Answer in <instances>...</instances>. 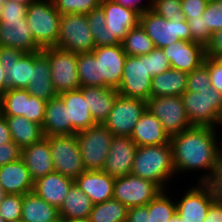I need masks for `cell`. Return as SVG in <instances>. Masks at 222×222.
Wrapping results in <instances>:
<instances>
[{"label":"cell","instance_id":"cell-56","mask_svg":"<svg viewBox=\"0 0 222 222\" xmlns=\"http://www.w3.org/2000/svg\"><path fill=\"white\" fill-rule=\"evenodd\" d=\"M203 222H222V204L213 202Z\"/></svg>","mask_w":222,"mask_h":222},{"label":"cell","instance_id":"cell-67","mask_svg":"<svg viewBox=\"0 0 222 222\" xmlns=\"http://www.w3.org/2000/svg\"><path fill=\"white\" fill-rule=\"evenodd\" d=\"M0 114H1V95H0Z\"/></svg>","mask_w":222,"mask_h":222},{"label":"cell","instance_id":"cell-55","mask_svg":"<svg viewBox=\"0 0 222 222\" xmlns=\"http://www.w3.org/2000/svg\"><path fill=\"white\" fill-rule=\"evenodd\" d=\"M207 184L212 191L214 202L222 204V177H212Z\"/></svg>","mask_w":222,"mask_h":222},{"label":"cell","instance_id":"cell-35","mask_svg":"<svg viewBox=\"0 0 222 222\" xmlns=\"http://www.w3.org/2000/svg\"><path fill=\"white\" fill-rule=\"evenodd\" d=\"M29 92L26 89H8L1 95V114L4 117L24 116L27 119Z\"/></svg>","mask_w":222,"mask_h":222},{"label":"cell","instance_id":"cell-25","mask_svg":"<svg viewBox=\"0 0 222 222\" xmlns=\"http://www.w3.org/2000/svg\"><path fill=\"white\" fill-rule=\"evenodd\" d=\"M26 90L46 102L58 96L52 85L49 60L41 51L34 52V68Z\"/></svg>","mask_w":222,"mask_h":222},{"label":"cell","instance_id":"cell-46","mask_svg":"<svg viewBox=\"0 0 222 222\" xmlns=\"http://www.w3.org/2000/svg\"><path fill=\"white\" fill-rule=\"evenodd\" d=\"M187 23L191 32V41L200 43L205 47L210 40L212 33L207 27H205V22L202 16L188 19Z\"/></svg>","mask_w":222,"mask_h":222},{"label":"cell","instance_id":"cell-22","mask_svg":"<svg viewBox=\"0 0 222 222\" xmlns=\"http://www.w3.org/2000/svg\"><path fill=\"white\" fill-rule=\"evenodd\" d=\"M21 158L25 162L33 181L54 172L49 141L46 137L22 148Z\"/></svg>","mask_w":222,"mask_h":222},{"label":"cell","instance_id":"cell-17","mask_svg":"<svg viewBox=\"0 0 222 222\" xmlns=\"http://www.w3.org/2000/svg\"><path fill=\"white\" fill-rule=\"evenodd\" d=\"M100 7L106 19V28L111 34V46L121 44L128 31L140 23V13L113 0H102Z\"/></svg>","mask_w":222,"mask_h":222},{"label":"cell","instance_id":"cell-58","mask_svg":"<svg viewBox=\"0 0 222 222\" xmlns=\"http://www.w3.org/2000/svg\"><path fill=\"white\" fill-rule=\"evenodd\" d=\"M8 90L7 79L3 67L0 64V95Z\"/></svg>","mask_w":222,"mask_h":222},{"label":"cell","instance_id":"cell-38","mask_svg":"<svg viewBox=\"0 0 222 222\" xmlns=\"http://www.w3.org/2000/svg\"><path fill=\"white\" fill-rule=\"evenodd\" d=\"M77 72L80 87H99L98 62H96L95 57L91 52L78 54Z\"/></svg>","mask_w":222,"mask_h":222},{"label":"cell","instance_id":"cell-37","mask_svg":"<svg viewBox=\"0 0 222 222\" xmlns=\"http://www.w3.org/2000/svg\"><path fill=\"white\" fill-rule=\"evenodd\" d=\"M162 190L147 204L148 222H168L176 213V202Z\"/></svg>","mask_w":222,"mask_h":222},{"label":"cell","instance_id":"cell-30","mask_svg":"<svg viewBox=\"0 0 222 222\" xmlns=\"http://www.w3.org/2000/svg\"><path fill=\"white\" fill-rule=\"evenodd\" d=\"M21 221L53 222L62 221L59 209L40 198L35 192L23 195Z\"/></svg>","mask_w":222,"mask_h":222},{"label":"cell","instance_id":"cell-2","mask_svg":"<svg viewBox=\"0 0 222 222\" xmlns=\"http://www.w3.org/2000/svg\"><path fill=\"white\" fill-rule=\"evenodd\" d=\"M131 174L154 182L162 190L168 188L166 184L176 174L171 144L137 146Z\"/></svg>","mask_w":222,"mask_h":222},{"label":"cell","instance_id":"cell-57","mask_svg":"<svg viewBox=\"0 0 222 222\" xmlns=\"http://www.w3.org/2000/svg\"><path fill=\"white\" fill-rule=\"evenodd\" d=\"M12 142L11 133L5 117L0 114V144Z\"/></svg>","mask_w":222,"mask_h":222},{"label":"cell","instance_id":"cell-50","mask_svg":"<svg viewBox=\"0 0 222 222\" xmlns=\"http://www.w3.org/2000/svg\"><path fill=\"white\" fill-rule=\"evenodd\" d=\"M207 5L205 0H181L185 20L202 16Z\"/></svg>","mask_w":222,"mask_h":222},{"label":"cell","instance_id":"cell-19","mask_svg":"<svg viewBox=\"0 0 222 222\" xmlns=\"http://www.w3.org/2000/svg\"><path fill=\"white\" fill-rule=\"evenodd\" d=\"M162 50L170 62V68L186 73L198 68L205 59V47L197 42L179 40Z\"/></svg>","mask_w":222,"mask_h":222},{"label":"cell","instance_id":"cell-4","mask_svg":"<svg viewBox=\"0 0 222 222\" xmlns=\"http://www.w3.org/2000/svg\"><path fill=\"white\" fill-rule=\"evenodd\" d=\"M26 19L41 49L57 46L61 14L53 0H36L28 5Z\"/></svg>","mask_w":222,"mask_h":222},{"label":"cell","instance_id":"cell-54","mask_svg":"<svg viewBox=\"0 0 222 222\" xmlns=\"http://www.w3.org/2000/svg\"><path fill=\"white\" fill-rule=\"evenodd\" d=\"M126 222H148L147 205L128 209Z\"/></svg>","mask_w":222,"mask_h":222},{"label":"cell","instance_id":"cell-3","mask_svg":"<svg viewBox=\"0 0 222 222\" xmlns=\"http://www.w3.org/2000/svg\"><path fill=\"white\" fill-rule=\"evenodd\" d=\"M185 111L193 126L222 125V93L213 89L199 92L185 91L182 95Z\"/></svg>","mask_w":222,"mask_h":222},{"label":"cell","instance_id":"cell-65","mask_svg":"<svg viewBox=\"0 0 222 222\" xmlns=\"http://www.w3.org/2000/svg\"><path fill=\"white\" fill-rule=\"evenodd\" d=\"M207 3H212V2H214V1H216V0H205Z\"/></svg>","mask_w":222,"mask_h":222},{"label":"cell","instance_id":"cell-18","mask_svg":"<svg viewBox=\"0 0 222 222\" xmlns=\"http://www.w3.org/2000/svg\"><path fill=\"white\" fill-rule=\"evenodd\" d=\"M136 143L128 136H114L102 171L118 178L131 174Z\"/></svg>","mask_w":222,"mask_h":222},{"label":"cell","instance_id":"cell-32","mask_svg":"<svg viewBox=\"0 0 222 222\" xmlns=\"http://www.w3.org/2000/svg\"><path fill=\"white\" fill-rule=\"evenodd\" d=\"M91 199L74 182L68 194L59 208V215L62 221L76 219H88L93 208Z\"/></svg>","mask_w":222,"mask_h":222},{"label":"cell","instance_id":"cell-66","mask_svg":"<svg viewBox=\"0 0 222 222\" xmlns=\"http://www.w3.org/2000/svg\"><path fill=\"white\" fill-rule=\"evenodd\" d=\"M0 222H5V220L3 219L1 215H0Z\"/></svg>","mask_w":222,"mask_h":222},{"label":"cell","instance_id":"cell-11","mask_svg":"<svg viewBox=\"0 0 222 222\" xmlns=\"http://www.w3.org/2000/svg\"><path fill=\"white\" fill-rule=\"evenodd\" d=\"M54 171L75 180L85 172L76 135L49 136Z\"/></svg>","mask_w":222,"mask_h":222},{"label":"cell","instance_id":"cell-43","mask_svg":"<svg viewBox=\"0 0 222 222\" xmlns=\"http://www.w3.org/2000/svg\"><path fill=\"white\" fill-rule=\"evenodd\" d=\"M211 86L208 67L203 63L198 68L188 73L186 91L199 92L208 90Z\"/></svg>","mask_w":222,"mask_h":222},{"label":"cell","instance_id":"cell-8","mask_svg":"<svg viewBox=\"0 0 222 222\" xmlns=\"http://www.w3.org/2000/svg\"><path fill=\"white\" fill-rule=\"evenodd\" d=\"M41 52L49 60L52 85L58 95L80 88L77 72L78 54L56 46L44 48Z\"/></svg>","mask_w":222,"mask_h":222},{"label":"cell","instance_id":"cell-31","mask_svg":"<svg viewBox=\"0 0 222 222\" xmlns=\"http://www.w3.org/2000/svg\"><path fill=\"white\" fill-rule=\"evenodd\" d=\"M188 73L174 68L153 76L151 97L181 96L187 89Z\"/></svg>","mask_w":222,"mask_h":222},{"label":"cell","instance_id":"cell-23","mask_svg":"<svg viewBox=\"0 0 222 222\" xmlns=\"http://www.w3.org/2000/svg\"><path fill=\"white\" fill-rule=\"evenodd\" d=\"M0 184L6 194L24 195L34 188V181L22 158L0 166Z\"/></svg>","mask_w":222,"mask_h":222},{"label":"cell","instance_id":"cell-40","mask_svg":"<svg viewBox=\"0 0 222 222\" xmlns=\"http://www.w3.org/2000/svg\"><path fill=\"white\" fill-rule=\"evenodd\" d=\"M102 0H53L56 10L62 14H87L100 7Z\"/></svg>","mask_w":222,"mask_h":222},{"label":"cell","instance_id":"cell-59","mask_svg":"<svg viewBox=\"0 0 222 222\" xmlns=\"http://www.w3.org/2000/svg\"><path fill=\"white\" fill-rule=\"evenodd\" d=\"M213 177H222V151L220 154V168L216 171Z\"/></svg>","mask_w":222,"mask_h":222},{"label":"cell","instance_id":"cell-51","mask_svg":"<svg viewBox=\"0 0 222 222\" xmlns=\"http://www.w3.org/2000/svg\"><path fill=\"white\" fill-rule=\"evenodd\" d=\"M21 154L22 148L14 141L0 144V166L17 161L21 158Z\"/></svg>","mask_w":222,"mask_h":222},{"label":"cell","instance_id":"cell-52","mask_svg":"<svg viewBox=\"0 0 222 222\" xmlns=\"http://www.w3.org/2000/svg\"><path fill=\"white\" fill-rule=\"evenodd\" d=\"M205 57L222 58V29L212 33L205 45Z\"/></svg>","mask_w":222,"mask_h":222},{"label":"cell","instance_id":"cell-21","mask_svg":"<svg viewBox=\"0 0 222 222\" xmlns=\"http://www.w3.org/2000/svg\"><path fill=\"white\" fill-rule=\"evenodd\" d=\"M74 182L93 204L103 203L113 198L115 178L102 170H86Z\"/></svg>","mask_w":222,"mask_h":222},{"label":"cell","instance_id":"cell-62","mask_svg":"<svg viewBox=\"0 0 222 222\" xmlns=\"http://www.w3.org/2000/svg\"><path fill=\"white\" fill-rule=\"evenodd\" d=\"M6 195V193L4 192L1 184H0V204L3 201L4 196Z\"/></svg>","mask_w":222,"mask_h":222},{"label":"cell","instance_id":"cell-34","mask_svg":"<svg viewBox=\"0 0 222 222\" xmlns=\"http://www.w3.org/2000/svg\"><path fill=\"white\" fill-rule=\"evenodd\" d=\"M128 208L112 198L103 203L94 204L88 222H126Z\"/></svg>","mask_w":222,"mask_h":222},{"label":"cell","instance_id":"cell-24","mask_svg":"<svg viewBox=\"0 0 222 222\" xmlns=\"http://www.w3.org/2000/svg\"><path fill=\"white\" fill-rule=\"evenodd\" d=\"M73 183L74 180L54 171L35 180L33 192L59 209Z\"/></svg>","mask_w":222,"mask_h":222},{"label":"cell","instance_id":"cell-45","mask_svg":"<svg viewBox=\"0 0 222 222\" xmlns=\"http://www.w3.org/2000/svg\"><path fill=\"white\" fill-rule=\"evenodd\" d=\"M149 75L156 76L170 69V62L161 48H154L148 53Z\"/></svg>","mask_w":222,"mask_h":222},{"label":"cell","instance_id":"cell-16","mask_svg":"<svg viewBox=\"0 0 222 222\" xmlns=\"http://www.w3.org/2000/svg\"><path fill=\"white\" fill-rule=\"evenodd\" d=\"M176 202V213L183 222H203L210 205L214 202L212 191L207 183L198 182L190 187Z\"/></svg>","mask_w":222,"mask_h":222},{"label":"cell","instance_id":"cell-48","mask_svg":"<svg viewBox=\"0 0 222 222\" xmlns=\"http://www.w3.org/2000/svg\"><path fill=\"white\" fill-rule=\"evenodd\" d=\"M47 102L29 94L27 120L42 126Z\"/></svg>","mask_w":222,"mask_h":222},{"label":"cell","instance_id":"cell-6","mask_svg":"<svg viewBox=\"0 0 222 222\" xmlns=\"http://www.w3.org/2000/svg\"><path fill=\"white\" fill-rule=\"evenodd\" d=\"M141 27L152 39L155 48H163L179 40L191 41L187 20H166L152 9L140 15Z\"/></svg>","mask_w":222,"mask_h":222},{"label":"cell","instance_id":"cell-1","mask_svg":"<svg viewBox=\"0 0 222 222\" xmlns=\"http://www.w3.org/2000/svg\"><path fill=\"white\" fill-rule=\"evenodd\" d=\"M217 128L193 126L170 137L175 172L207 171L199 182L207 183L220 168L222 141L218 143ZM209 172V173H208Z\"/></svg>","mask_w":222,"mask_h":222},{"label":"cell","instance_id":"cell-44","mask_svg":"<svg viewBox=\"0 0 222 222\" xmlns=\"http://www.w3.org/2000/svg\"><path fill=\"white\" fill-rule=\"evenodd\" d=\"M202 18L211 33L222 29V0L208 3Z\"/></svg>","mask_w":222,"mask_h":222},{"label":"cell","instance_id":"cell-28","mask_svg":"<svg viewBox=\"0 0 222 222\" xmlns=\"http://www.w3.org/2000/svg\"><path fill=\"white\" fill-rule=\"evenodd\" d=\"M82 93L94 121L97 124H103L119 94L117 89L88 86L82 87Z\"/></svg>","mask_w":222,"mask_h":222},{"label":"cell","instance_id":"cell-39","mask_svg":"<svg viewBox=\"0 0 222 222\" xmlns=\"http://www.w3.org/2000/svg\"><path fill=\"white\" fill-rule=\"evenodd\" d=\"M88 24L93 35L95 48L111 46V34L106 28V19L101 7L91 10L86 14Z\"/></svg>","mask_w":222,"mask_h":222},{"label":"cell","instance_id":"cell-61","mask_svg":"<svg viewBox=\"0 0 222 222\" xmlns=\"http://www.w3.org/2000/svg\"><path fill=\"white\" fill-rule=\"evenodd\" d=\"M14 2L22 3L26 6L30 5L31 3L35 2L36 0H11Z\"/></svg>","mask_w":222,"mask_h":222},{"label":"cell","instance_id":"cell-5","mask_svg":"<svg viewBox=\"0 0 222 222\" xmlns=\"http://www.w3.org/2000/svg\"><path fill=\"white\" fill-rule=\"evenodd\" d=\"M56 47L76 54L90 53L95 49L86 14L61 15Z\"/></svg>","mask_w":222,"mask_h":222},{"label":"cell","instance_id":"cell-12","mask_svg":"<svg viewBox=\"0 0 222 222\" xmlns=\"http://www.w3.org/2000/svg\"><path fill=\"white\" fill-rule=\"evenodd\" d=\"M147 109V102L138 98L125 97L118 94L109 116L103 122L113 136H128Z\"/></svg>","mask_w":222,"mask_h":222},{"label":"cell","instance_id":"cell-13","mask_svg":"<svg viewBox=\"0 0 222 222\" xmlns=\"http://www.w3.org/2000/svg\"><path fill=\"white\" fill-rule=\"evenodd\" d=\"M162 189L154 182L139 176L127 174L115 178L113 198L128 209L147 205Z\"/></svg>","mask_w":222,"mask_h":222},{"label":"cell","instance_id":"cell-15","mask_svg":"<svg viewBox=\"0 0 222 222\" xmlns=\"http://www.w3.org/2000/svg\"><path fill=\"white\" fill-rule=\"evenodd\" d=\"M99 70V87L118 89L127 58L122 44L97 47L91 52Z\"/></svg>","mask_w":222,"mask_h":222},{"label":"cell","instance_id":"cell-9","mask_svg":"<svg viewBox=\"0 0 222 222\" xmlns=\"http://www.w3.org/2000/svg\"><path fill=\"white\" fill-rule=\"evenodd\" d=\"M146 102L147 110L161 122L169 137L193 127L185 111L182 96L150 97Z\"/></svg>","mask_w":222,"mask_h":222},{"label":"cell","instance_id":"cell-41","mask_svg":"<svg viewBox=\"0 0 222 222\" xmlns=\"http://www.w3.org/2000/svg\"><path fill=\"white\" fill-rule=\"evenodd\" d=\"M23 195L6 194L0 204V215L5 222L21 221Z\"/></svg>","mask_w":222,"mask_h":222},{"label":"cell","instance_id":"cell-49","mask_svg":"<svg viewBox=\"0 0 222 222\" xmlns=\"http://www.w3.org/2000/svg\"><path fill=\"white\" fill-rule=\"evenodd\" d=\"M26 5L11 0L3 5L2 15L0 20L7 19H25L27 15Z\"/></svg>","mask_w":222,"mask_h":222},{"label":"cell","instance_id":"cell-10","mask_svg":"<svg viewBox=\"0 0 222 222\" xmlns=\"http://www.w3.org/2000/svg\"><path fill=\"white\" fill-rule=\"evenodd\" d=\"M152 76L149 75L148 54L128 56L124 63L120 95L147 101L151 97Z\"/></svg>","mask_w":222,"mask_h":222},{"label":"cell","instance_id":"cell-26","mask_svg":"<svg viewBox=\"0 0 222 222\" xmlns=\"http://www.w3.org/2000/svg\"><path fill=\"white\" fill-rule=\"evenodd\" d=\"M68 109L71 121V135L86 130L97 124L88 109L87 102L82 93V87L66 91L58 95Z\"/></svg>","mask_w":222,"mask_h":222},{"label":"cell","instance_id":"cell-42","mask_svg":"<svg viewBox=\"0 0 222 222\" xmlns=\"http://www.w3.org/2000/svg\"><path fill=\"white\" fill-rule=\"evenodd\" d=\"M152 10L166 20H185L181 0H153Z\"/></svg>","mask_w":222,"mask_h":222},{"label":"cell","instance_id":"cell-60","mask_svg":"<svg viewBox=\"0 0 222 222\" xmlns=\"http://www.w3.org/2000/svg\"><path fill=\"white\" fill-rule=\"evenodd\" d=\"M168 222H183V220L177 213H175Z\"/></svg>","mask_w":222,"mask_h":222},{"label":"cell","instance_id":"cell-20","mask_svg":"<svg viewBox=\"0 0 222 222\" xmlns=\"http://www.w3.org/2000/svg\"><path fill=\"white\" fill-rule=\"evenodd\" d=\"M0 47L18 49L24 53L42 51L35 43L26 18L0 20Z\"/></svg>","mask_w":222,"mask_h":222},{"label":"cell","instance_id":"cell-27","mask_svg":"<svg viewBox=\"0 0 222 222\" xmlns=\"http://www.w3.org/2000/svg\"><path fill=\"white\" fill-rule=\"evenodd\" d=\"M130 138L137 146L170 144V137L161 122L147 109L141 115Z\"/></svg>","mask_w":222,"mask_h":222},{"label":"cell","instance_id":"cell-64","mask_svg":"<svg viewBox=\"0 0 222 222\" xmlns=\"http://www.w3.org/2000/svg\"><path fill=\"white\" fill-rule=\"evenodd\" d=\"M63 222H88V219H76V220L63 221Z\"/></svg>","mask_w":222,"mask_h":222},{"label":"cell","instance_id":"cell-29","mask_svg":"<svg viewBox=\"0 0 222 222\" xmlns=\"http://www.w3.org/2000/svg\"><path fill=\"white\" fill-rule=\"evenodd\" d=\"M42 131L44 137L71 135L68 109L59 96L47 101Z\"/></svg>","mask_w":222,"mask_h":222},{"label":"cell","instance_id":"cell-7","mask_svg":"<svg viewBox=\"0 0 222 222\" xmlns=\"http://www.w3.org/2000/svg\"><path fill=\"white\" fill-rule=\"evenodd\" d=\"M75 135L85 170H102L114 137L113 134L104 124H95Z\"/></svg>","mask_w":222,"mask_h":222},{"label":"cell","instance_id":"cell-47","mask_svg":"<svg viewBox=\"0 0 222 222\" xmlns=\"http://www.w3.org/2000/svg\"><path fill=\"white\" fill-rule=\"evenodd\" d=\"M203 63L208 67L211 87L222 93V58L205 57Z\"/></svg>","mask_w":222,"mask_h":222},{"label":"cell","instance_id":"cell-53","mask_svg":"<svg viewBox=\"0 0 222 222\" xmlns=\"http://www.w3.org/2000/svg\"><path fill=\"white\" fill-rule=\"evenodd\" d=\"M115 3H118L126 8L134 10L140 14L149 11L153 7V0H148L147 5L143 4L142 1L144 0H113ZM141 1V2H140ZM145 5V6H144Z\"/></svg>","mask_w":222,"mask_h":222},{"label":"cell","instance_id":"cell-36","mask_svg":"<svg viewBox=\"0 0 222 222\" xmlns=\"http://www.w3.org/2000/svg\"><path fill=\"white\" fill-rule=\"evenodd\" d=\"M121 44L125 54L128 56L146 55L155 48L152 39L140 24L128 31Z\"/></svg>","mask_w":222,"mask_h":222},{"label":"cell","instance_id":"cell-14","mask_svg":"<svg viewBox=\"0 0 222 222\" xmlns=\"http://www.w3.org/2000/svg\"><path fill=\"white\" fill-rule=\"evenodd\" d=\"M0 64L8 89H27L34 68V52L24 53L18 49L0 47Z\"/></svg>","mask_w":222,"mask_h":222},{"label":"cell","instance_id":"cell-33","mask_svg":"<svg viewBox=\"0 0 222 222\" xmlns=\"http://www.w3.org/2000/svg\"><path fill=\"white\" fill-rule=\"evenodd\" d=\"M5 119L11 133L12 141L20 148L38 142L44 137L42 126L27 120L24 116L5 117Z\"/></svg>","mask_w":222,"mask_h":222},{"label":"cell","instance_id":"cell-63","mask_svg":"<svg viewBox=\"0 0 222 222\" xmlns=\"http://www.w3.org/2000/svg\"><path fill=\"white\" fill-rule=\"evenodd\" d=\"M7 2V0H0V19L2 15L3 5Z\"/></svg>","mask_w":222,"mask_h":222}]
</instances>
